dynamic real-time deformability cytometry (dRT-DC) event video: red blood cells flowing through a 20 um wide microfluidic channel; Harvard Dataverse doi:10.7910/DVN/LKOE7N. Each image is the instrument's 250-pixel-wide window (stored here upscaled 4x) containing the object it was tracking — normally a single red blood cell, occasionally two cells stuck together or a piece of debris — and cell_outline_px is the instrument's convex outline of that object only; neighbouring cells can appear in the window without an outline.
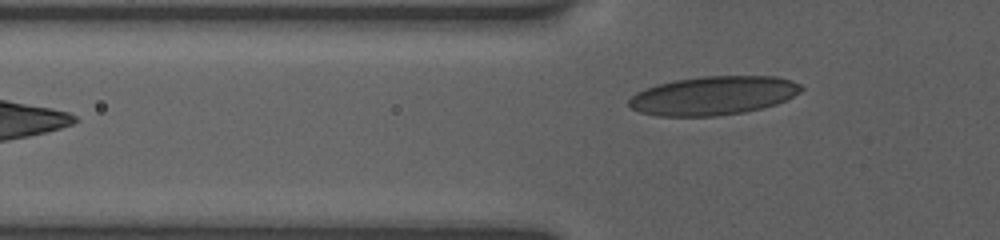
{"species": "human", "species_latin": "Homo sapiens", "temperature_condition": "room temperature", "stored_images_in_passage": 16, "camera_frame_rate_fps": 3000, "um_per_image_px": 0.085, "donor": {"sex": "female"}, "frame": {"image": 1, "passage_image": 2, "time_ms": 0.333, "image_size_px": [1000, 240], "cell_outline_px": [[804, 88], [800, 92], [776, 104], [744, 112], [716, 116], [656, 116], [640, 112], [632, 108], [628, 104], [628, 100], [636, 92], [656, 84], [676, 80], [704, 76], [776, 76], [792, 80], [800, 84]], "centroid_in_image_um": [60.62, 8.12], "position_along_channel_um": 65.2, "area_um2": 38.84}}
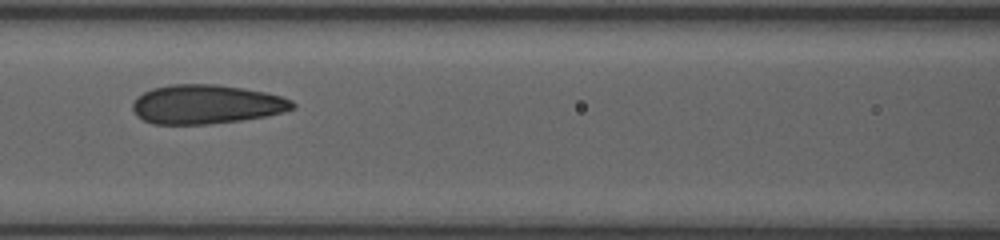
{"frame": {"image": 2, "passage_image": 7, "time_ms": 2.667, "image_size_px": [1000, 240], "cell_outline_px": [[296, 108], [264, 116], [240, 120], [204, 124], [152, 124], [136, 116], [132, 108], [132, 104], [136, 96], [152, 88], [168, 84], [216, 84], [244, 88], [264, 92], [280, 96], [292, 100], [296, 104]], "centroid_in_image_um": [17.49, 8.86], "position_along_channel_um": 149.1, "area_um2": 36.47}}
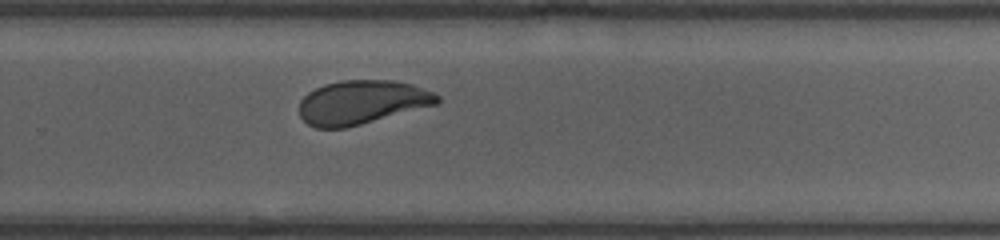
{"frame": {"image": 3, "passage_image": 16, "time_ms": 6.667, "image_size_px": [1000, 240], "cell_outline_px": [[440, 100], [436, 104], [360, 124], [344, 128], [316, 128], [308, 124], [300, 116], [300, 100], [308, 92], [324, 84], [340, 80], [396, 80], [412, 84], [432, 92], [440, 96]], "centroid_in_image_um": [30.73, 8.68], "position_along_channel_um": 299.1, "area_um2": 35.03}}